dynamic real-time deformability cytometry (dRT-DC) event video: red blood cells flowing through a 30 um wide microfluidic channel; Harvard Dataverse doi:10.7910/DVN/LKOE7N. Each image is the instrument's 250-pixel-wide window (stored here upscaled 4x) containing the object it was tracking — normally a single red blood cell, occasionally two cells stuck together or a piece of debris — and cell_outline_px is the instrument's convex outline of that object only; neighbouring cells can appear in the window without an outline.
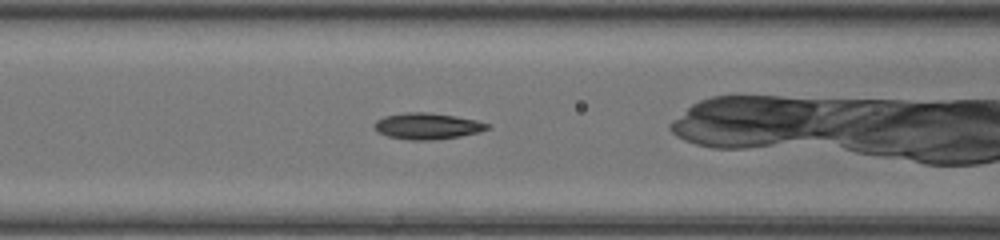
{"species": "common noctule bat (a hibernating species)", "species_latin": "Nyctalus noctula", "temperature_condition": "room temperature", "stored_images_in_passage": 44, "camera_frame_rate_fps": 3000, "um_per_image_px": 0.085, "animal": {"sex": "female", "body_mass_g": 20.0, "forearm_length_mm": 54.0}, "frame": {"image": 1, "passage_image": 18, "time_ms": 5.667, "image_size_px": [1000, 240], "cell_outline_px": [[492, 128], [460, 136], [432, 140], [408, 140], [388, 136], [380, 132], [372, 124], [376, 120], [384, 116], [404, 112], [428, 112], [456, 116], [476, 120], [488, 124]], "centroid_in_image_um": [36.31, 10.71], "position_along_channel_um": 130.3, "area_um2": 17.22}}
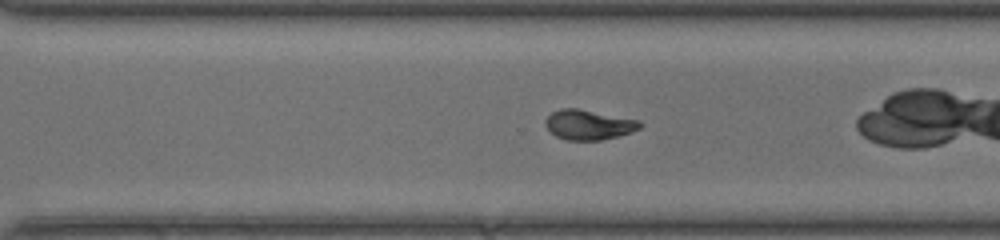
{"frame": {"image": 2, "passage_image": 31, "time_ms": 10.0, "image_size_px": [1000, 240], "cell_outline_px": [[644, 124], [640, 128], [632, 132], [620, 136], [600, 140], [568, 140], [556, 136], [544, 124], [544, 120], [552, 112], [560, 108], [576, 108], [640, 120]], "centroid_in_image_um": [50.06, 10.6], "position_along_channel_um": 320.5, "area_um2": 16.53}}
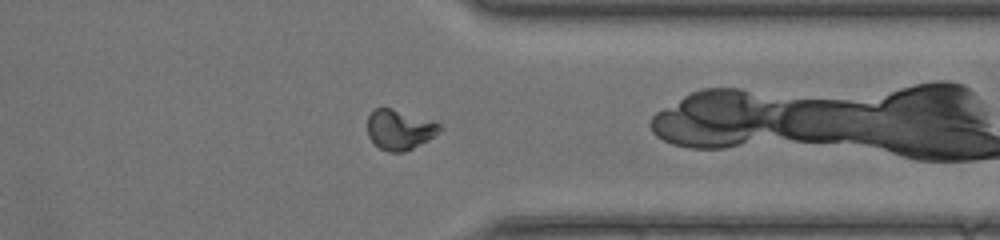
{"frame": {"image": 3, "passage_image": 35, "time_ms": 11.333, "image_size_px": [1000, 240], "cell_outline_px": [[444, 128], [440, 132], [428, 140], [404, 152], [388, 152], [380, 148], [368, 136], [368, 116], [376, 108], [392, 108], [440, 124]], "centroid_in_image_um": [33.97, 11.03], "position_along_channel_um": 377.4, "area_um2": 16.59}, "authors_computed_cell_mechanics": {"area_um2": 16.762, "velocity_mm_per_s": 4.4034, "shape_relaxation_time_tau1_ms": 3.515, "shape_relaxation_time_tau2_ms": 1.3295, "deformation_change_tau1": 0.1626, "deformation_change_tau2": 0.0498}}